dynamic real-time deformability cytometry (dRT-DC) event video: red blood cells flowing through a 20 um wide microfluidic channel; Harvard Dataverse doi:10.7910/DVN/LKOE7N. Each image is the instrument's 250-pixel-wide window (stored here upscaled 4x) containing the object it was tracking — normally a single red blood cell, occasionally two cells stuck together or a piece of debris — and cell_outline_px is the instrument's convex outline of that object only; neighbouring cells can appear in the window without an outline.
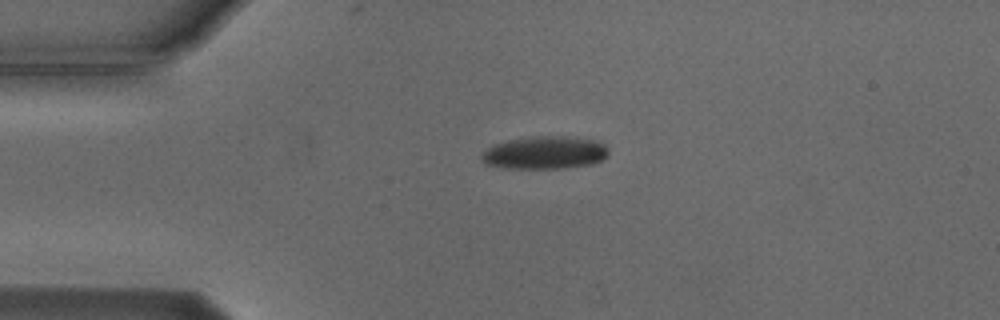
{"species": "Egyptian fruit bat (a non-hibernating species)", "species_latin": "Rousettus aegyptiacus", "temperature_condition": "cold", "stored_images_in_passage": 3, "camera_frame_rate_fps": 3000, "um_per_image_px": 0.085, "animal": {"sex": "male"}, "frame": {"image": 1, "passage_image": 3, "time_ms": 2.333, "image_size_px": [1000, 320], "cell_outline_px": [[608, 156], [592, 164], [564, 168], [504, 168], [484, 164], [480, 160], [480, 156], [492, 144], [508, 140], [536, 136], [564, 136], [592, 140], [604, 144], [608, 148]], "centroid_in_image_um": [46.27, 12.98], "position_along_channel_um": 38.7, "area_um2": 24.28}}